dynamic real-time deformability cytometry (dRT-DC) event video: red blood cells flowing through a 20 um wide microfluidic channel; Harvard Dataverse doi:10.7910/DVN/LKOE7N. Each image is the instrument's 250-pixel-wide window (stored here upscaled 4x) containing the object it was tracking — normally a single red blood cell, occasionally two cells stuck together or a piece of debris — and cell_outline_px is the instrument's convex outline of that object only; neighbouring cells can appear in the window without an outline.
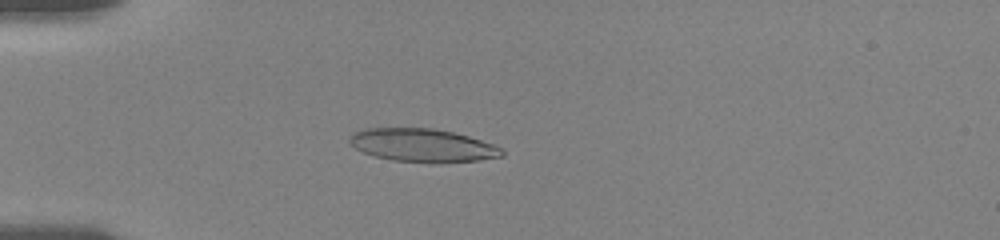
{"species": "human", "species_latin": "Homo sapiens", "temperature_condition": "room temperature", "stored_images_in_passage": 42, "camera_frame_rate_fps": 3000, "um_per_image_px": 0.085, "donor": {"sex": "female"}, "frame": {"image": 1, "passage_image": 2, "time_ms": 0.333, "image_size_px": [1000, 240], "cell_outline_px": [[504, 156], [480, 160], [392, 160], [376, 156], [364, 152], [356, 148], [348, 140], [352, 132], [364, 128], [432, 128], [452, 132], [468, 136], [504, 148]], "centroid_in_image_um": [35.9, 12.3], "position_along_channel_um": 49.1, "area_um2": 28.44}}
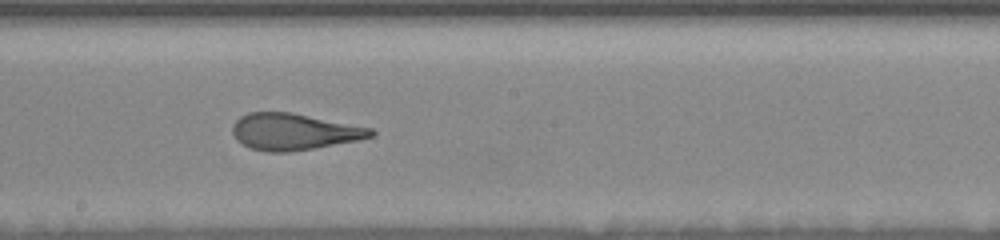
{"frame": {"image": 2, "passage_image": 18, "time_ms": 5.667, "image_size_px": [1000, 240], "cell_outline_px": [[376, 132], [372, 136], [356, 140], [312, 148], [288, 152], [268, 152], [248, 148], [236, 140], [232, 132], [232, 124], [240, 116], [248, 112], [292, 112], [372, 128]], "centroid_in_image_um": [24.92, 11.19], "position_along_channel_um": 223.3, "area_um2": 29.42}}
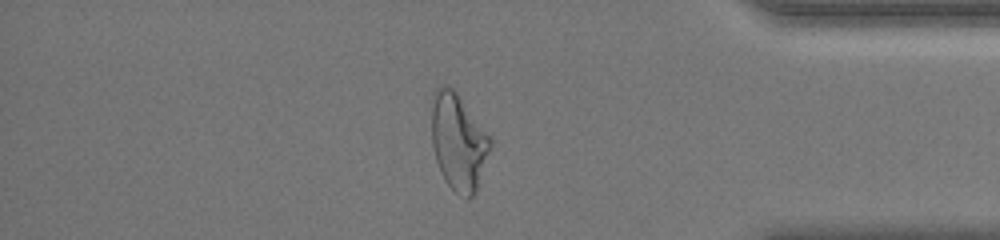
{"frame": {"image": 3, "passage_image": 34, "time_ms": 11.0, "image_size_px": [1000, 240], "cell_outline_px": [[492, 144], [476, 188], [472, 196], [468, 200], [456, 192], [444, 180], [440, 172], [436, 160], [432, 144], [432, 96], [436, 88], [444, 84], [452, 88], [456, 92], [492, 140]], "centroid_in_image_um": [38.93, 12.05], "position_along_channel_um": 396.3, "area_um2": 32.48}, "authors_computed_cell_mechanics": {"area_um2": 30.5473, "velocity_mm_per_s": 3.6382, "shape_relaxation_time_tau1_ms": 4.6952, "shape_relaxation_time_tau2_ms": 1.1937, "deformation_change_tau1": 0.23, "deformation_change_tau2": 0.1098}}